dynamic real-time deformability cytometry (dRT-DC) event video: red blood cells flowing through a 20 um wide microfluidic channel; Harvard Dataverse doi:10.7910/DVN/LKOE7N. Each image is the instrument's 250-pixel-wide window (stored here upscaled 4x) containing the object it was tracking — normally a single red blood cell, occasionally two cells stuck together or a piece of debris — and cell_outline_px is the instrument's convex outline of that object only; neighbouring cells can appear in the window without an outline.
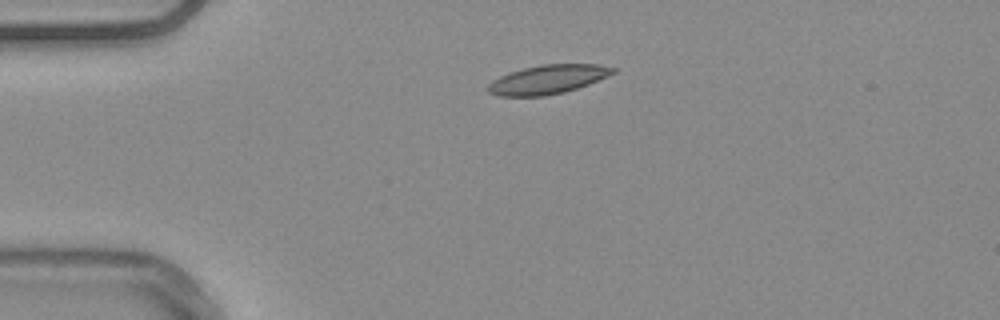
{"species": "common noctule bat (a hibernating species)", "species_latin": "Nyctalus noctula", "temperature_condition": "warm", "stored_images_in_passage": 38, "camera_frame_rate_fps": 3000, "um_per_image_px": 0.085, "animal": {"sex": "male", "body_mass_g": 20.4}, "frame": {"image": 1, "passage_image": 1, "time_ms": 0.0, "image_size_px": [1000, 320], "cell_outline_px": [[616, 72], [608, 76], [588, 84], [564, 92], [544, 96], [496, 96], [488, 92], [488, 84], [492, 80], [508, 72], [524, 68], [544, 64], [596, 64], [616, 68]], "centroid_in_image_um": [46.54, 6.75], "position_along_channel_um": 38.5, "area_um2": 21.04}}
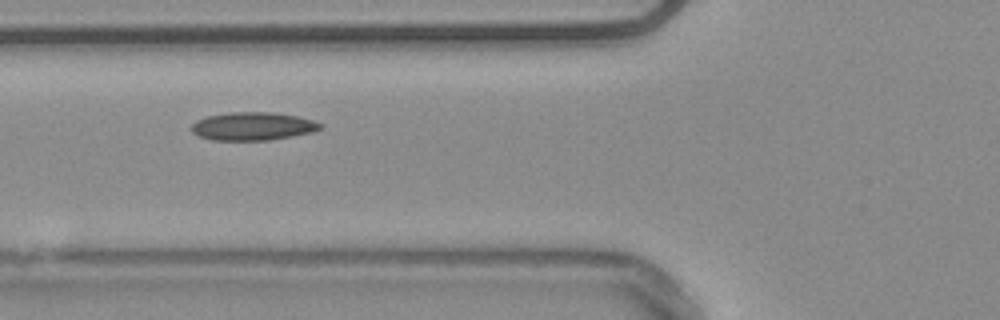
{"frame": {"image": 2, "passage_image": 9, "time_ms": 2.667, "image_size_px": [1000, 320], "cell_outline_px": [[324, 124], [320, 128], [312, 132], [292, 136], [268, 140], [212, 140], [200, 136], [192, 132], [188, 128], [196, 120], [208, 116], [232, 112], [276, 112], [296, 116], [312, 120]], "centroid_in_image_um": [21.46, 10.73], "position_along_channel_um": 104.3, "area_um2": 21.1}}
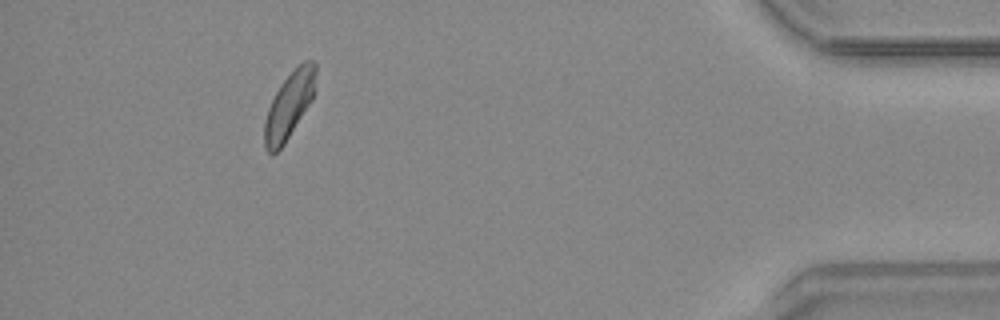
{"frame": {"image": 3, "passage_image": 38, "time_ms": 12.333, "image_size_px": [1000, 320], "cell_outline_px": [[316, 92], [312, 100], [284, 144], [272, 156], [264, 148], [264, 120], [268, 108], [280, 84], [296, 64], [304, 60], [312, 60], [316, 64]], "centroid_in_image_um": [24.59, 8.91], "position_along_channel_um": 410.6, "area_um2": 20.23}, "authors_computed_cell_mechanics": {"area_um2": 20.2011, "velocity_mm_per_s": 3.7405, "shape_relaxation_time_tau1_ms": null, "shape_relaxation_time_tau2_ms": 3.7242, "deformation_change_tau1": null, "deformation_change_tau2": 0.0818}}